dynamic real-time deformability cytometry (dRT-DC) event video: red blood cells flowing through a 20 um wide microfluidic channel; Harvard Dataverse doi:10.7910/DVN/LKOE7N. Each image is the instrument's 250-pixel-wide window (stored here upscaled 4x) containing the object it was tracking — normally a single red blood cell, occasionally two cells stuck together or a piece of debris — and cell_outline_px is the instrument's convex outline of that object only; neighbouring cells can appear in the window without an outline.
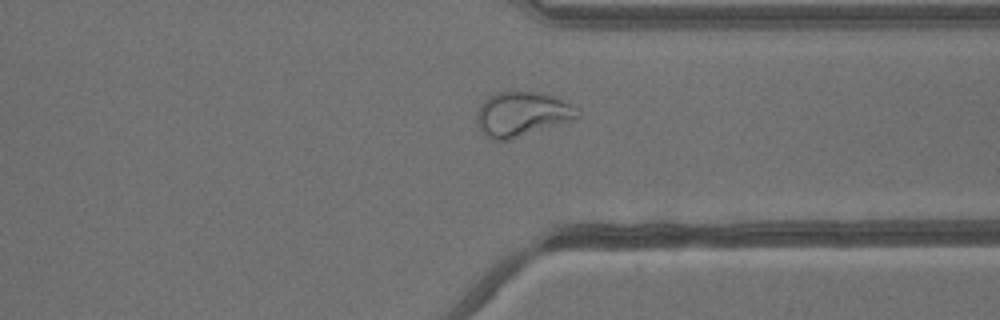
{"species": "common noctule bat (a hibernating species)", "species_latin": "Nyctalus noctula", "temperature_condition": "warm", "stored_images_in_passage": 33, "camera_frame_rate_fps": 3000, "um_per_image_px": 0.085, "animal": {"sex": "male", "body_mass_g": 13.3}, "frame": {"image": 1, "passage_image": 24, "time_ms": 7.667, "image_size_px": [1000, 320], "cell_outline_px": [[580, 116], [576, 120], [508, 140], [488, 140], [484, 136], [476, 124], [476, 112], [480, 104], [488, 96], [496, 92], [532, 92], [552, 96], [564, 100], [580, 108]], "centroid_in_image_um": [44.37, 9.72], "position_along_channel_um": 367.0, "area_um2": 26.65}}